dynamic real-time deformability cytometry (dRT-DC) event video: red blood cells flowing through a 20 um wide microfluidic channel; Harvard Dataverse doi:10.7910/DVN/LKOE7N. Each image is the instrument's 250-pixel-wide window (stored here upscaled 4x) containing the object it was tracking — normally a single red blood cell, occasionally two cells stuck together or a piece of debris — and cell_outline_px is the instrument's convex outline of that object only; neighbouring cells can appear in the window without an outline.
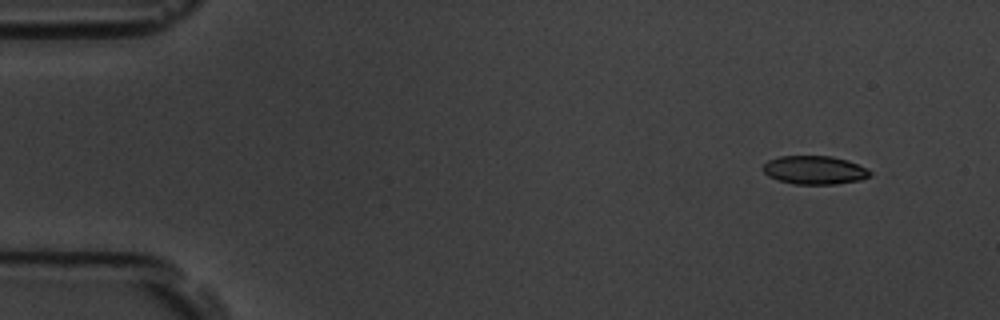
{"species": "common noctule bat (a hibernating species)", "species_latin": "Nyctalus noctula", "temperature_condition": "room temperature", "stored_images_in_passage": 6, "camera_frame_rate_fps": 3000, "um_per_image_px": 0.085, "animal": {"sex": "male", "body_mass_g": 19.5, "forearm_length_mm": 54.6}, "frame": {"image": 1, "passage_image": 2, "time_ms": 1.333, "image_size_px": [1000, 320], "cell_outline_px": [[872, 176], [860, 180], [836, 184], [792, 184], [776, 180], [768, 176], [764, 172], [764, 164], [768, 160], [780, 156], [832, 156], [848, 160], [868, 168], [872, 172]], "centroid_in_image_um": [69.27, 14.46], "position_along_channel_um": 15.7, "area_um2": 17.98}}
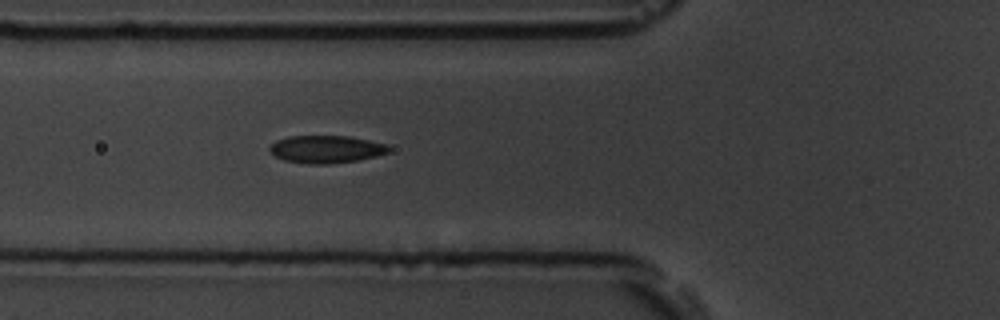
{"frame": {"image": 2, "passage_image": 6, "time_ms": 6.667, "image_size_px": [1000, 320], "cell_outline_px": [[392, 148], [388, 152], [376, 156], [356, 160], [328, 164], [312, 164], [284, 160], [276, 156], [268, 148], [276, 140], [288, 136], [348, 136], [388, 144]], "centroid_in_image_um": [27.74, 12.67], "position_along_channel_um": 98.1, "area_um2": 19.02}}